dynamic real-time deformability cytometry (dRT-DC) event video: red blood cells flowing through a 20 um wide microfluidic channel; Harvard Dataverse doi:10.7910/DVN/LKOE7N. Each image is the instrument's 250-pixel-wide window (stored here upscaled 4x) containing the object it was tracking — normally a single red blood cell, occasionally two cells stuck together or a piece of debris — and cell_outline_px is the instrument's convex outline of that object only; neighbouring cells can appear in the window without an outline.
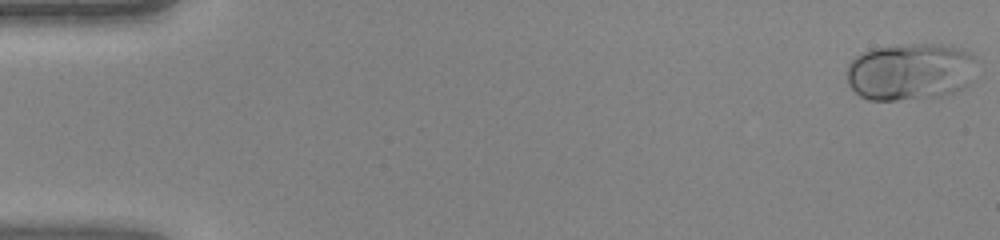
{"species": "human", "species_latin": "Homo sapiens", "temperature_condition": "warm", "stored_images_in_passage": 45, "camera_frame_rate_fps": 3000, "um_per_image_px": 0.085, "donor": {"sex": "female"}, "frame": {"image": 1, "passage_image": 1, "time_ms": 0.0, "image_size_px": [1000, 240], "cell_outline_px": [[972, 56], [968, 84], [952, 92], [940, 96], [896, 100], [868, 100], [860, 96], [848, 84], [848, 64], [856, 56], [872, 48], [908, 44], [940, 44], [960, 48], [972, 52]], "centroid_in_image_um": [77.3, 6.08], "position_along_channel_um": 7.7, "area_um2": 42.6}}
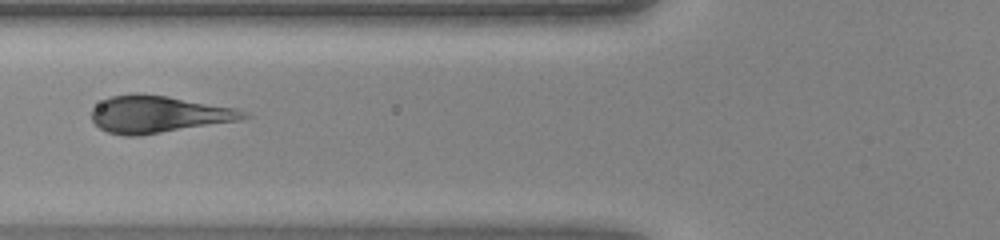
{"frame": {"image": 2, "passage_image": 18, "time_ms": 5.667, "image_size_px": [1000, 240], "cell_outline_px": [[252, 116], [240, 120], [140, 136], [124, 136], [108, 132], [100, 128], [92, 120], [92, 108], [104, 100], [112, 96], [136, 92], [168, 96], [236, 108], [248, 112]], "centroid_in_image_um": [13.48, 9.71], "position_along_channel_um": 112.3, "area_um2": 32.95}}
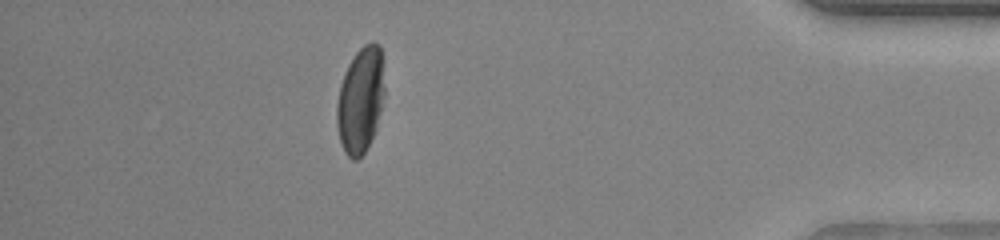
{"frame": {"image": 3, "passage_image": 40, "time_ms": 13.0, "image_size_px": [1000, 240], "cell_outline_px": [[384, 96], [376, 128], [364, 152], [356, 160], [352, 160], [344, 152], [340, 140], [336, 124], [336, 104], [340, 84], [344, 72], [348, 64], [356, 52], [364, 44], [372, 40], [380, 44], [384, 60]], "centroid_in_image_um": [30.65, 8.43], "position_along_channel_um": 404.6, "area_um2": 29.88}}